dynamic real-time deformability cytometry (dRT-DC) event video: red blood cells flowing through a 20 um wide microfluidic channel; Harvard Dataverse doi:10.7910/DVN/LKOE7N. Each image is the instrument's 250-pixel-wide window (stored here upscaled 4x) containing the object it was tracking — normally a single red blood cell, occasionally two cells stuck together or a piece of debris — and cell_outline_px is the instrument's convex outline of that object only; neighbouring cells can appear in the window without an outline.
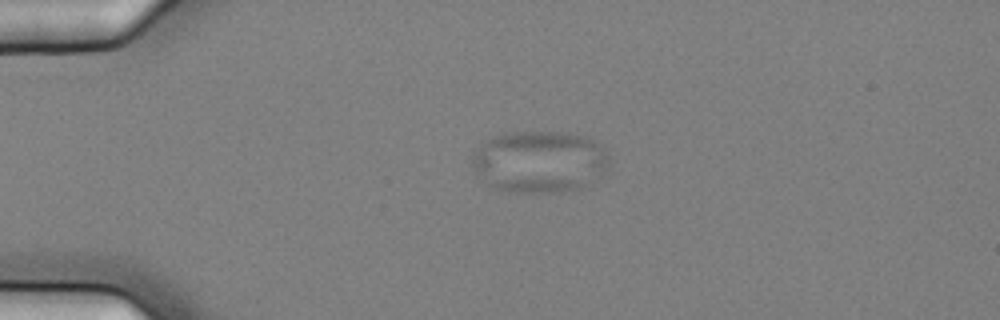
{"species": "common noctule bat (a hibernating species)", "species_latin": "Nyctalus noctula", "temperature_condition": "cold", "stored_images_in_passage": 5, "camera_frame_rate_fps": 3000, "um_per_image_px": 0.085, "animal": {"sex": "female", "body_mass_g": 25.1}, "frame": {"image": 1, "passage_image": 5, "time_ms": 1.333, "image_size_px": [1000, 320], "cell_outline_px": [[608, 168], [576, 188], [552, 192], [508, 192], [496, 188], [488, 184], [472, 168], [472, 152], [476, 148], [488, 140], [504, 132], [560, 132], [588, 136], [600, 144], [608, 152]], "centroid_in_image_um": [45.81, 13.71], "position_along_channel_um": 39.2, "area_um2": 48.96}}